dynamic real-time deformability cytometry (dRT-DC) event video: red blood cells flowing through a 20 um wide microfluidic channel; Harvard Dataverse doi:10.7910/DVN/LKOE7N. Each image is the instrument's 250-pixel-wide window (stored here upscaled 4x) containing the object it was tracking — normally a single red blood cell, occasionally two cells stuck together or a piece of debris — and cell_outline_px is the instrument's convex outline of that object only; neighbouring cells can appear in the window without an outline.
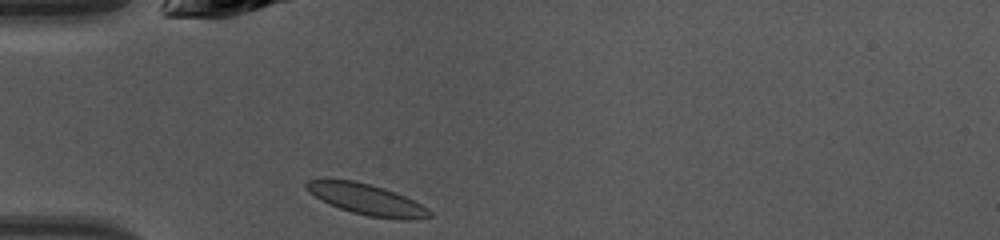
{"species": "common noctule bat (a hibernating species)", "species_latin": "Nyctalus noctula", "temperature_condition": "warm", "stored_images_in_passage": 34, "camera_frame_rate_fps": 3000, "um_per_image_px": 0.085, "animal": {"sex": "female", "body_mass_g": 10.0, "forearm_length_mm": 53.1}, "frame": {"image": 1, "passage_image": 1, "time_ms": 0.0, "image_size_px": [1000, 240], "cell_outline_px": [[432, 216], [416, 220], [400, 220], [368, 216], [352, 212], [340, 208], [320, 200], [308, 192], [304, 188], [304, 184], [308, 180], [352, 180], [384, 188], [396, 192], [428, 208], [432, 212]], "centroid_in_image_um": [31.19, 16.97], "position_along_channel_um": 53.8, "area_um2": 22.14}}
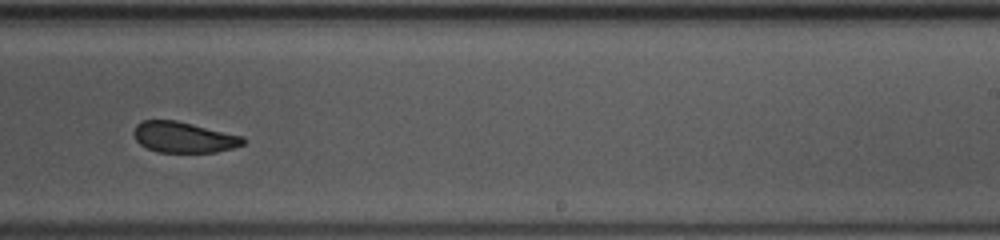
{"frame": {"image": 2, "passage_image": 17, "time_ms": 5.333, "image_size_px": [1000, 240], "cell_outline_px": [[244, 144], [232, 148], [216, 152], [156, 152], [140, 144], [136, 140], [132, 132], [136, 124], [140, 120], [176, 120], [244, 136]], "centroid_in_image_um": [15.59, 11.66], "position_along_channel_um": 273.4, "area_um2": 19.71}}
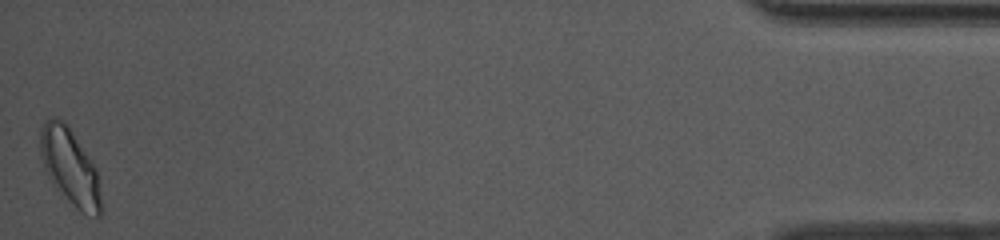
{"frame": {"image": 3, "passage_image": 34, "time_ms": 11.0, "image_size_px": [1000, 240], "cell_outline_px": [[100, 216], [96, 216], [80, 212], [52, 184], [44, 168], [40, 156], [40, 132], [44, 120], [56, 116], [64, 120], [68, 124], [96, 168], [100, 196]], "centroid_in_image_um": [5.91, 14.12], "position_along_channel_um": 429.3, "area_um2": 26.88}, "authors_computed_cell_mechanics": {"area_um2": 21.5594, "velocity_mm_per_s": 4.2675, "shape_relaxation_time_tau1_ms": 2.5353, "shape_relaxation_time_tau2_ms": 1.3074, "deformation_change_tau1": 0.0773, "deformation_change_tau2": 0.0478}}